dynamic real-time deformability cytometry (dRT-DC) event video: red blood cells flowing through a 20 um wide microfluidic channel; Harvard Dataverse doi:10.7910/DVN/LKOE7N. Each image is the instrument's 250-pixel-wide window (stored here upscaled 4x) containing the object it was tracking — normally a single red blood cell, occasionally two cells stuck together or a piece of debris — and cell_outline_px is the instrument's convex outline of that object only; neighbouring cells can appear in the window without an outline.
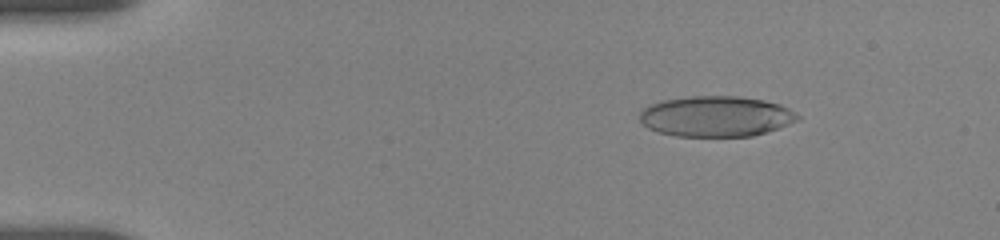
{"species": "human", "species_latin": "Homo sapiens", "temperature_condition": "room temperature", "stored_images_in_passage": 57, "camera_frame_rate_fps": 3000, "um_per_image_px": 0.085, "donor": {"sex": "female"}, "frame": {"image": 1, "passage_image": 7, "time_ms": 1.333, "image_size_px": [1000, 240], "cell_outline_px": [[800, 120], [752, 136], [676, 136], [656, 132], [648, 128], [640, 120], [640, 112], [648, 104], [660, 100], [688, 96], [740, 96], [764, 100], [780, 104], [788, 108], [800, 116]], "centroid_in_image_um": [60.82, 9.88], "position_along_channel_um": 24.2, "area_um2": 37.51}}
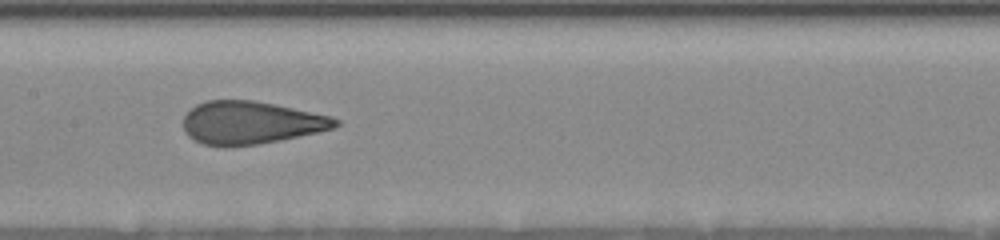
{"frame": {"image": 2, "passage_image": 35, "time_ms": 8.0, "image_size_px": [1000, 240], "cell_outline_px": [[340, 124], [332, 128], [316, 132], [280, 140], [256, 144], [224, 148], [204, 144], [188, 136], [184, 128], [184, 116], [196, 104], [208, 100], [252, 100], [332, 116], [340, 120]], "centroid_in_image_um": [21.29, 10.44], "position_along_channel_um": 186.1, "area_um2": 37.74}}
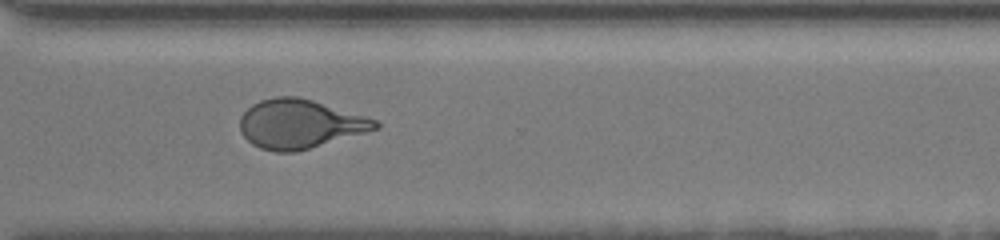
{"frame": {"image": 3, "passage_image": 56, "time_ms": 12.333, "image_size_px": [1000, 240], "cell_outline_px": [[380, 128], [296, 152], [276, 152], [260, 148], [252, 144], [240, 132], [240, 116], [252, 104], [260, 100], [276, 96], [300, 96], [364, 116], [376, 120], [380, 124]], "centroid_in_image_um": [25.45, 10.53], "position_along_channel_um": 345.1, "area_um2": 38.49}}